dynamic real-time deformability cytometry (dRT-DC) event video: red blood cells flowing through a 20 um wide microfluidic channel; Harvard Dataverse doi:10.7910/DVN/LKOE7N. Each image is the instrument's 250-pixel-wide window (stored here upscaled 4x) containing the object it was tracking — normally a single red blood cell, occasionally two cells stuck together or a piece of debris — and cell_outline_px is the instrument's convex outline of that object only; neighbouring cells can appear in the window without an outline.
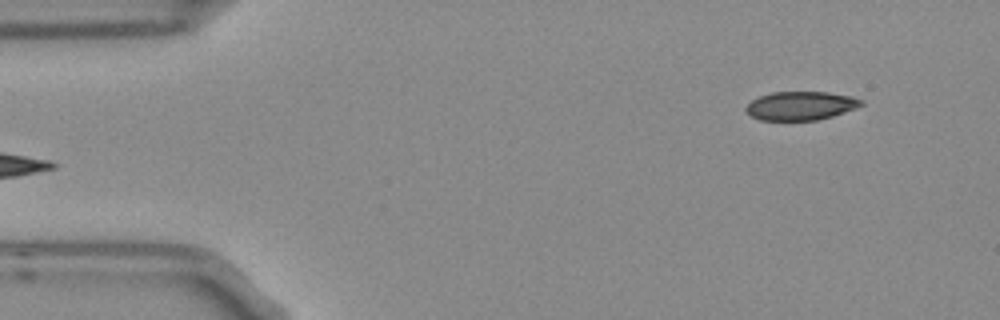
{"species": "Egyptian fruit bat (a non-hibernating species)", "species_latin": "Rousettus aegyptiacus", "temperature_condition": "room temperature", "stored_images_in_passage": 6, "camera_frame_rate_fps": 3000, "um_per_image_px": 0.085, "frame": {"image": 1, "passage_image": 6, "time_ms": 1.667, "image_size_px": [1000, 320], "cell_outline_px": [[864, 104], [856, 108], [832, 116], [816, 120], [760, 120], [752, 116], [744, 108], [752, 100], [760, 96], [772, 92], [828, 92], [852, 96], [864, 100]], "centroid_in_image_um": [68.09, 8.98], "position_along_channel_um": 16.9, "area_um2": 19.19}}